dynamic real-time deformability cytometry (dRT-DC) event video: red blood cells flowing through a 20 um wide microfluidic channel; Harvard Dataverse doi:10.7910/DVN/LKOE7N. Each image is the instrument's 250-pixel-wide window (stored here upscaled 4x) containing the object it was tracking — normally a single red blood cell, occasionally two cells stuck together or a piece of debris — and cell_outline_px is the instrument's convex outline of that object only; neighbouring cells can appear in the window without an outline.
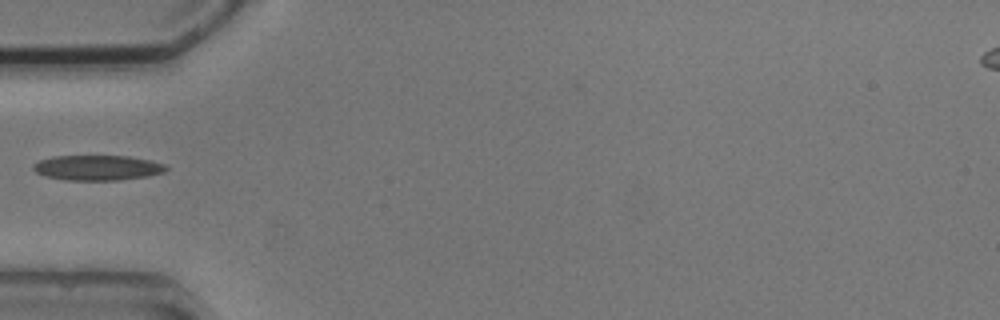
{"species": "common noctule bat (a hibernating species)", "species_latin": "Nyctalus noctula", "temperature_condition": "cold", "stored_images_in_passage": 6, "camera_frame_rate_fps": 3000, "um_per_image_px": 0.085, "animal": {"sex": "male", "body_mass_g": 20.5, "forearm_length_mm": 52.5}, "frame": {"image": 1, "passage_image": 5, "time_ms": 4.667, "image_size_px": [1000, 320], "cell_outline_px": [[168, 168], [164, 172], [148, 176], [116, 180], [64, 180], [44, 176], [36, 172], [32, 168], [32, 164], [40, 160], [52, 156], [128, 156], [152, 160], [164, 164]], "centroid_in_image_um": [8.26, 14.25], "position_along_channel_um": 76.7, "area_um2": 19.54}}